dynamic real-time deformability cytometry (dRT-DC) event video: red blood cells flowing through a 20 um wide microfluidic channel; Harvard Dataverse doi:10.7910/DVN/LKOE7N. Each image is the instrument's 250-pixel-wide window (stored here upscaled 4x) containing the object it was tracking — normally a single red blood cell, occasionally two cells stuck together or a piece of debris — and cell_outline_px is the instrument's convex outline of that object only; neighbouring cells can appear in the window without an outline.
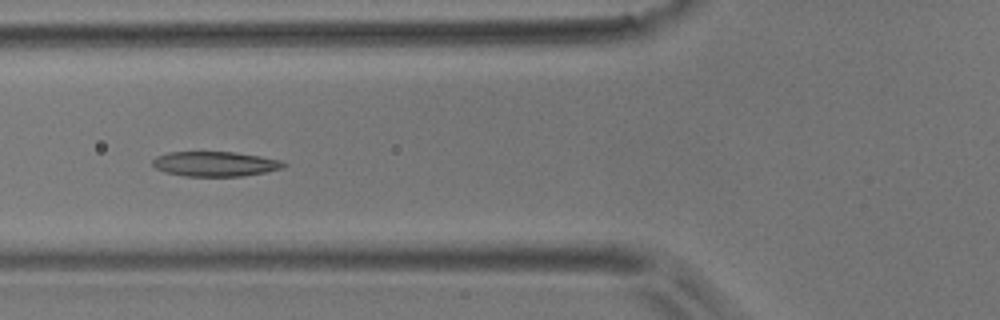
{"species": "common noctule bat (a hibernating species)", "species_latin": "Nyctalus noctula", "temperature_condition": "room temperature", "stored_images_in_passage": 7, "camera_frame_rate_fps": 3000, "um_per_image_px": 0.085, "animal": {"sex": "male", "body_mass_g": 17.9}, "frame": {"image": 1, "passage_image": 6, "time_ms": 5.667, "image_size_px": [1000, 320], "cell_outline_px": [[288, 164], [284, 168], [244, 176], [184, 176], [164, 172], [156, 168], [152, 164], [152, 160], [156, 156], [168, 152], [236, 152], [260, 156], [280, 160]], "centroid_in_image_um": [18.28, 13.93], "position_along_channel_um": 107.5, "area_um2": 19.07}}
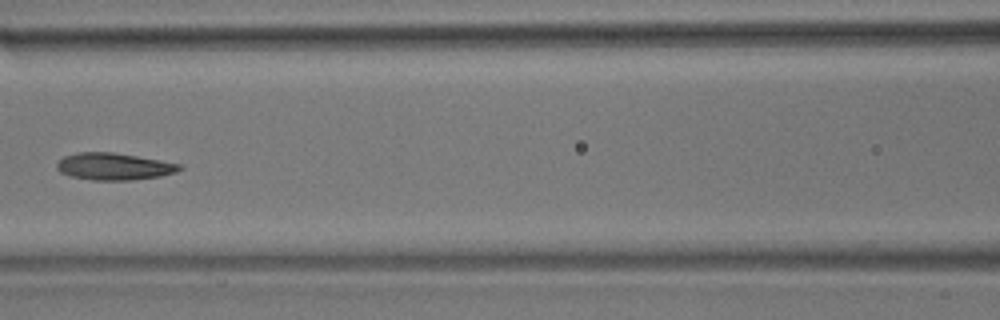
{"frame": {"image": 2, "passage_image": 7, "time_ms": 7.0, "image_size_px": [1000, 320], "cell_outline_px": [[184, 168], [176, 172], [160, 176], [132, 180], [92, 180], [72, 176], [60, 172], [56, 168], [56, 164], [64, 156], [76, 152], [112, 152], [184, 164]], "centroid_in_image_um": [9.71, 14.15], "position_along_channel_um": 156.9, "area_um2": 19.36}}